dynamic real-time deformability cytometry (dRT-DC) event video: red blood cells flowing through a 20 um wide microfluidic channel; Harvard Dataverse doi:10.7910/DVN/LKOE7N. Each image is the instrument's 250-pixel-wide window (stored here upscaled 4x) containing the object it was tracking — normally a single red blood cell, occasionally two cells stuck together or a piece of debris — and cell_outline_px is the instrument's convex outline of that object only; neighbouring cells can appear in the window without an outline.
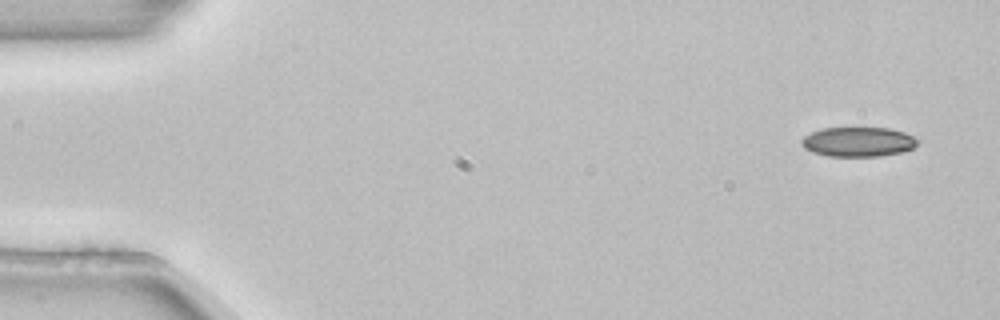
{"species": "common noctule bat (a hibernating species)", "species_latin": "Nyctalus noctula", "temperature_condition": "room temperature", "stored_images_in_passage": 4, "camera_frame_rate_fps": 3000, "um_per_image_px": 0.085, "animal": {"sex": "female", "body_mass_g": 22.7, "forearm_length_mm": 54.2}, "frame": {"image": 1, "passage_image": 1, "time_ms": 0.0, "image_size_px": [1000, 320], "cell_outline_px": [[920, 140], [912, 148], [904, 152], [880, 156], [828, 156], [812, 152], [804, 148], [800, 144], [800, 140], [804, 136], [820, 128], [888, 128], [904, 132]], "centroid_in_image_um": [72.92, 12.06], "position_along_channel_um": 12.1, "area_um2": 20.11}}
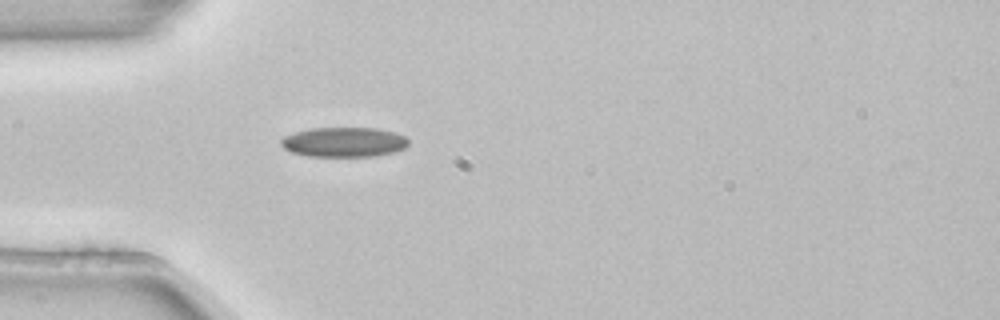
{"frame": {"image": 2, "passage_image": 4, "time_ms": 1.0, "image_size_px": [1000, 320], "cell_outline_px": [[408, 144], [404, 148], [392, 152], [372, 156], [308, 156], [292, 152], [284, 148], [280, 144], [280, 140], [284, 136], [296, 132], [312, 128], [376, 128], [396, 132], [404, 136], [408, 140]], "centroid_in_image_um": [29.22, 12.07], "position_along_channel_um": 55.8, "area_um2": 21.96}}